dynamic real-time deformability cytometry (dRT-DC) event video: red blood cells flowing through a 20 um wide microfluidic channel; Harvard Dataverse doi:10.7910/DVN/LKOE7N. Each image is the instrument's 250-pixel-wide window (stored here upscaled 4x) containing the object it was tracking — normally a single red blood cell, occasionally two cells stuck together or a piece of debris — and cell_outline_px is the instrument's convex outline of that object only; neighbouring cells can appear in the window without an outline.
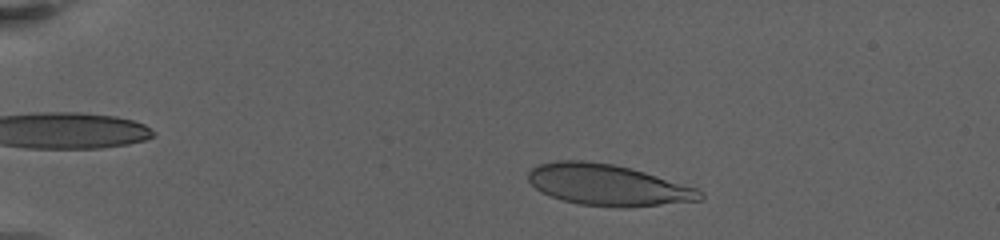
{"species": "human", "species_latin": "Homo sapiens", "temperature_condition": "warm", "stored_images_in_passage": 70, "camera_frame_rate_fps": 3000, "um_per_image_px": 0.085, "donor": {"sex": "female"}, "frame": {"image": 1, "passage_image": 6, "time_ms": 2.667, "image_size_px": [1000, 240], "cell_outline_px": [[704, 200], [628, 208], [616, 208], [580, 204], [560, 200], [540, 192], [528, 180], [528, 172], [532, 168], [540, 164], [556, 160], [584, 160], [612, 164], [644, 172], [696, 188], [704, 192]], "centroid_in_image_um": [51.66, 15.74], "position_along_channel_um": 33.3, "area_um2": 41.44}}
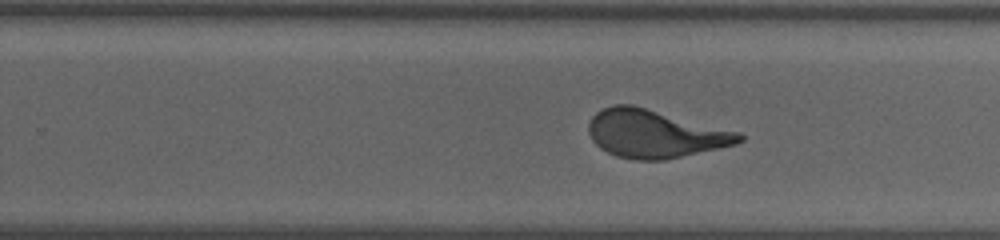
{"frame": {"image": 2, "passage_image": 35, "time_ms": 12.667, "image_size_px": [1000, 240], "cell_outline_px": [[744, 140], [736, 144], [664, 160], [636, 160], [616, 156], [600, 148], [592, 140], [588, 132], [588, 124], [592, 116], [596, 112], [612, 104], [632, 104], [740, 132], [744, 136]], "centroid_in_image_um": [55.64, 11.36], "position_along_channel_um": 274.2, "area_um2": 42.08}}
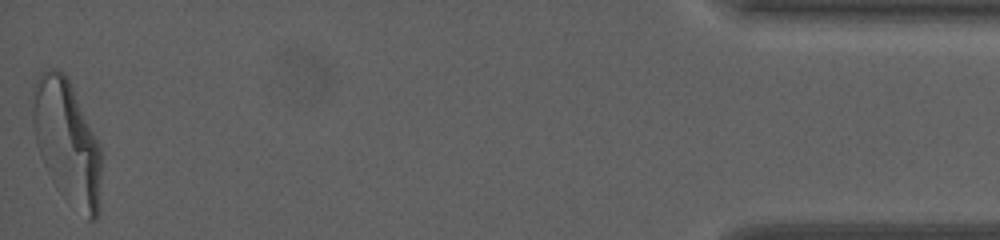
{"frame": {"image": 3, "passage_image": 69, "time_ms": 20.0, "image_size_px": [1000, 240], "cell_outline_px": [[100, 212], [96, 220], [88, 220], [48, 172], [40, 156], [36, 144], [32, 120], [32, 88], [40, 72], [52, 68], [56, 68], [64, 72], [68, 76], [100, 144]], "centroid_in_image_um": [5.69, 11.94], "position_along_channel_um": 429.5, "area_um2": 48.96}, "authors_computed_cell_mechanics": {"area_um2": 42.1651, "velocity_mm_per_s": 3.1916, "shape_relaxation_time_tau1_ms": 5.9227, "shape_relaxation_time_tau2_ms": null, "deformation_change_tau1": 0.2485, "deformation_change_tau2": null}}